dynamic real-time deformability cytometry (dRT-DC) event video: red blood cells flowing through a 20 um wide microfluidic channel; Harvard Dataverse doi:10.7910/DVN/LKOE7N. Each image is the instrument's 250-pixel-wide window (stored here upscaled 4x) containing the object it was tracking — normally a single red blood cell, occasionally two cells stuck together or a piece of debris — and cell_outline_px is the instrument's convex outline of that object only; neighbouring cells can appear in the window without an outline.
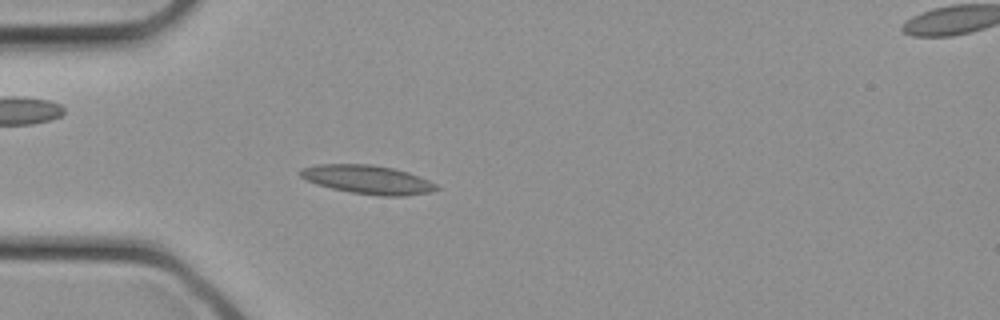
{"species": "common noctule bat (a hibernating species)", "species_latin": "Nyctalus noctula", "temperature_condition": "cold", "stored_images_in_passage": 30, "camera_frame_rate_fps": 3000, "um_per_image_px": 0.085, "animal": {"sex": "female", "body_mass_g": 21.9}, "frame": {"image": 1, "passage_image": 7, "time_ms": 2.0, "image_size_px": [1000, 320], "cell_outline_px": [[440, 188], [428, 192], [404, 196], [380, 196], [352, 192], [332, 188], [316, 184], [300, 176], [300, 168], [316, 164], [372, 164], [392, 168], [408, 172], [428, 180], [436, 184]], "centroid_in_image_um": [31.24, 15.25], "position_along_channel_um": 53.8, "area_um2": 22.6}}
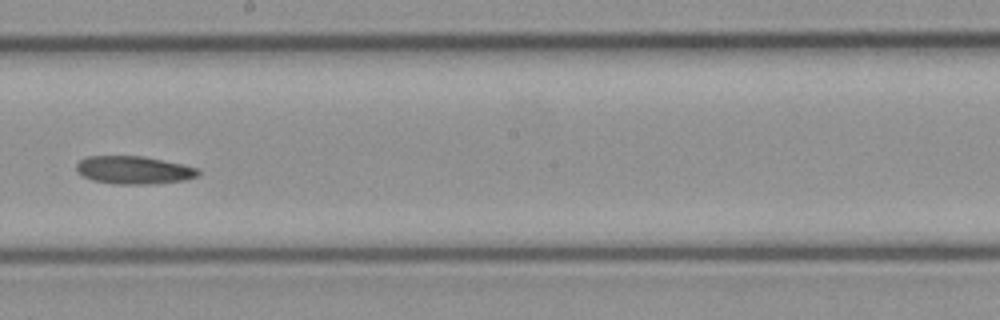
{"frame": {"image": 2, "passage_image": 16, "time_ms": 5.0, "image_size_px": [1000, 320], "cell_outline_px": [[200, 176], [184, 180], [156, 184], [116, 184], [92, 180], [84, 176], [76, 168], [76, 164], [80, 160], [88, 156], [144, 156], [180, 164], [196, 168], [200, 172]], "centroid_in_image_um": [11.39, 14.46], "position_along_channel_um": 236.8, "area_um2": 19.71}}
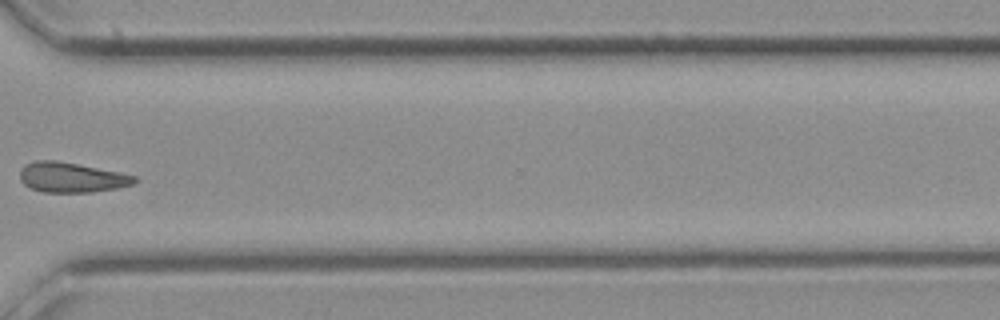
{"frame": {"image": 3, "passage_image": 22, "time_ms": 7.0, "image_size_px": [1000, 320], "cell_outline_px": [[136, 180], [132, 184], [116, 188], [92, 192], [44, 192], [32, 188], [24, 184], [20, 180], [20, 168], [24, 164], [36, 160], [56, 160], [120, 172], [136, 176]], "centroid_in_image_um": [6.04, 15.07], "position_along_channel_um": 364.6, "area_um2": 19.94}}